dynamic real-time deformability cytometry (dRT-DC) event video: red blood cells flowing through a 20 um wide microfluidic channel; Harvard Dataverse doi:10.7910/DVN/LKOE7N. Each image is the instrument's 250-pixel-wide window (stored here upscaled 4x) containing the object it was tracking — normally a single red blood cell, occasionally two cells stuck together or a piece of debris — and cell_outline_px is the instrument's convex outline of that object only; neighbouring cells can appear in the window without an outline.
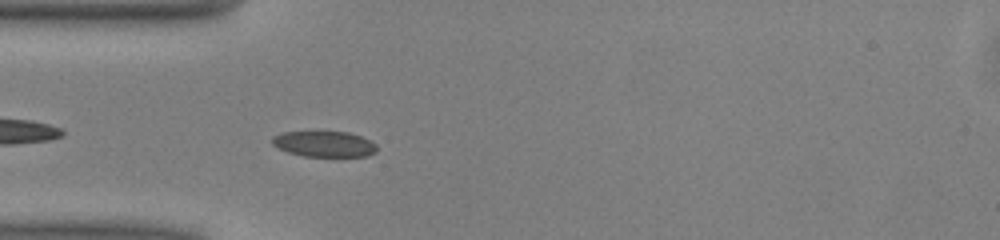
{"species": "common noctule bat (a hibernating species)", "species_latin": "Nyctalus noctula", "temperature_condition": "warm", "stored_images_in_passage": 39, "camera_frame_rate_fps": 3000, "um_per_image_px": 0.085, "animal": {"sex": "male", "body_mass_g": 13.0, "forearm_length_mm": 53.1}, "frame": {"image": 1, "passage_image": 3, "time_ms": 0.667, "image_size_px": [1000, 240], "cell_outline_px": [[376, 152], [368, 156], [304, 156], [288, 152], [272, 144], [272, 136], [284, 132], [348, 132], [360, 136], [376, 144]], "centroid_in_image_um": [27.56, 12.24], "position_along_channel_um": 57.4, "area_um2": 15.49}}
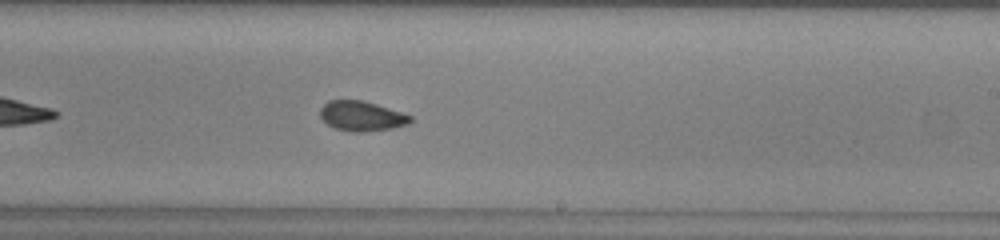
{"frame": {"image": 2, "passage_image": 18, "time_ms": 5.667, "image_size_px": [1000, 240], "cell_outline_px": [[412, 120], [408, 124], [392, 128], [360, 132], [352, 132], [336, 128], [328, 124], [320, 116], [320, 108], [328, 100], [360, 100], [376, 104], [412, 116]], "centroid_in_image_um": [30.72, 9.86], "position_along_channel_um": 258.3, "area_um2": 15.49}}
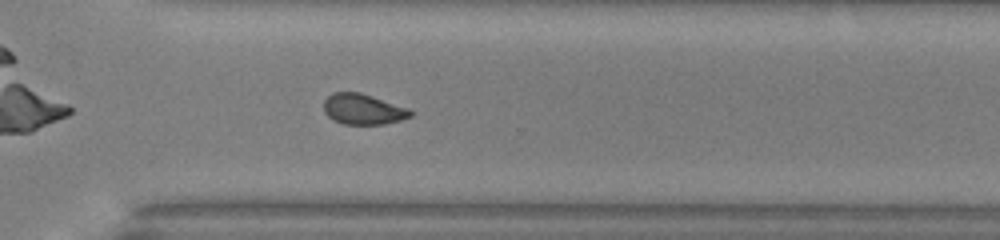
{"frame": {"image": 3, "passage_image": 24, "time_ms": 7.667, "image_size_px": [1000, 240], "cell_outline_px": [[412, 116], [400, 120], [384, 124], [344, 124], [332, 120], [324, 112], [324, 100], [332, 92], [360, 92], [408, 108], [412, 112]], "centroid_in_image_um": [30.83, 9.28], "position_along_channel_um": 339.8, "area_um2": 15.43}, "authors_computed_cell_mechanics": {"area_um2": 15.8372, "velocity_mm_per_s": 4.0675, "shape_relaxation_time_tau1_ms": 3.1068, "shape_relaxation_time_tau2_ms": 1.7799, "deformation_change_tau1": 0.1103, "deformation_change_tau2": 0.0645}}